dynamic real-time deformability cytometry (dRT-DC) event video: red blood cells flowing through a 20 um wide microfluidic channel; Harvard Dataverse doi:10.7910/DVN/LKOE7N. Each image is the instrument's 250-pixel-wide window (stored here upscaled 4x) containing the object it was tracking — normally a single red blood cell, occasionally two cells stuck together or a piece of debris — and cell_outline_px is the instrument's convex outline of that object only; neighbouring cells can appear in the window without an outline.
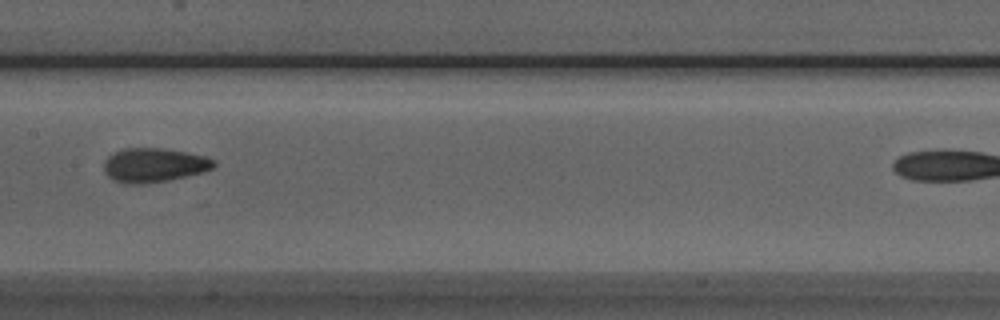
{"species": "Egyptian fruit bat (a non-hibernating species)", "species_latin": "Rousettus aegyptiacus", "temperature_condition": "room temperature", "stored_images_in_passage": 8, "segment_of_instrument_passage": [1, 2], "camera_frame_rate_fps": 3000, "um_per_image_px": 0.085, "animal": {"sex": "male"}, "frame": {"image": 1, "passage_image": 6, "time_ms": 5.667, "image_size_px": [1000, 320], "cell_outline_px": [[216, 164], [212, 168], [204, 172], [168, 180], [144, 184], [124, 184], [112, 180], [104, 172], [104, 160], [108, 156], [124, 148], [164, 148], [204, 156], [216, 160]], "centroid_in_image_um": [13.07, 14.04], "position_along_channel_um": 194.3, "area_um2": 21.96}}
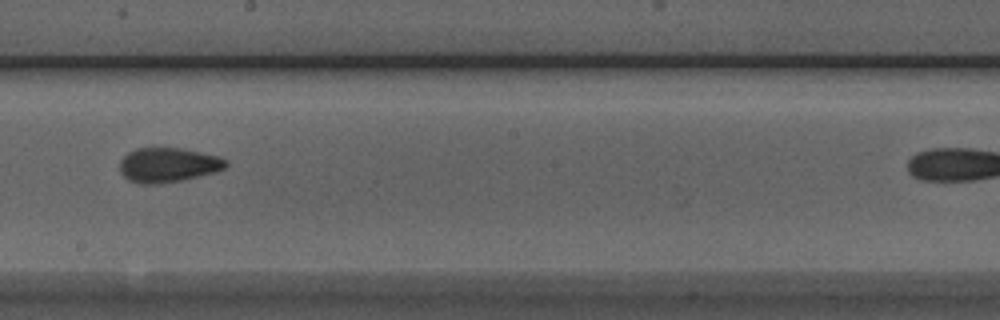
{"frame": {"image": 2, "passage_image": 7, "time_ms": 6.667, "image_size_px": [1000, 320], "cell_outline_px": [[228, 164], [224, 168], [216, 172], [180, 180], [156, 184], [140, 184], [128, 180], [120, 172], [120, 160], [128, 152], [136, 148], [180, 148], [220, 156], [228, 160]], "centroid_in_image_um": [14.28, 14.02], "position_along_channel_um": 233.9, "area_um2": 21.39}}